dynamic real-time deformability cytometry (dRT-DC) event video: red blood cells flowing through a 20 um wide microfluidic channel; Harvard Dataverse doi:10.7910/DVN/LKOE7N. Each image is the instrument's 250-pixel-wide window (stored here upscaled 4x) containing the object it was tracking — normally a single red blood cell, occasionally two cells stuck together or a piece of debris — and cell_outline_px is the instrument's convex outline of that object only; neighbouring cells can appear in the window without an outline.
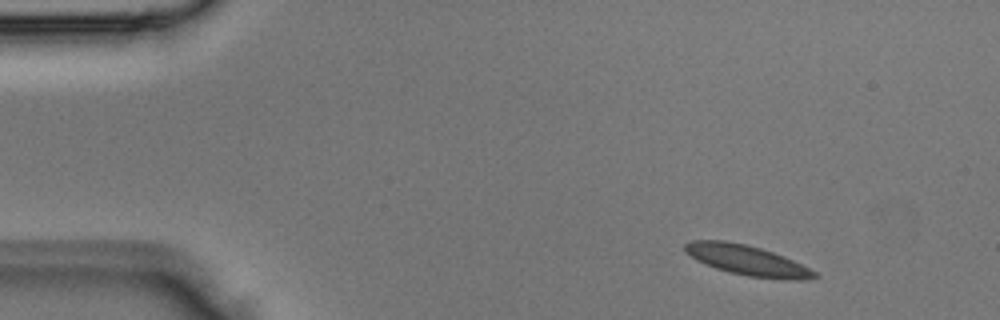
{"species": "Egyptian fruit bat (a non-hibernating species)", "species_latin": "Rousettus aegyptiacus", "temperature_condition": "room temperature", "stored_images_in_passage": 4, "segment_of_instrument_passage": [1, 2], "camera_frame_rate_fps": 3000, "um_per_image_px": 0.085, "animal": {"sex": "male"}, "frame": {"image": 1, "passage_image": 1, "time_ms": 0.0, "image_size_px": [1000, 320], "cell_outline_px": [[820, 276], [808, 280], [784, 280], [748, 276], [716, 268], [696, 260], [684, 252], [684, 244], [692, 240], [724, 240], [744, 244], [760, 248], [784, 256], [816, 272]], "centroid_in_image_um": [63.51, 22.13], "position_along_channel_um": 21.5, "area_um2": 22.66}}
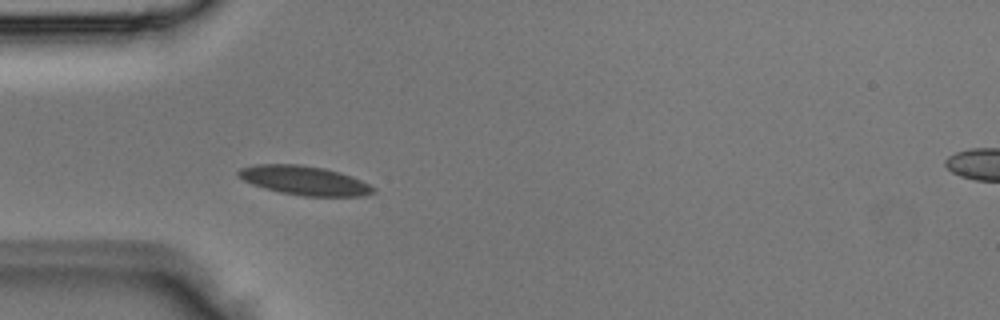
{"frame": {"image": 2, "passage_image": 3, "time_ms": 0.667, "image_size_px": [1000, 320], "cell_outline_px": [[376, 192], [364, 196], [304, 196], [280, 192], [264, 188], [252, 184], [244, 180], [236, 172], [240, 168], [256, 164], [300, 164], [324, 168], [340, 172], [352, 176], [376, 188]], "centroid_in_image_um": [25.89, 15.34], "position_along_channel_um": 59.1, "area_um2": 22.89}}